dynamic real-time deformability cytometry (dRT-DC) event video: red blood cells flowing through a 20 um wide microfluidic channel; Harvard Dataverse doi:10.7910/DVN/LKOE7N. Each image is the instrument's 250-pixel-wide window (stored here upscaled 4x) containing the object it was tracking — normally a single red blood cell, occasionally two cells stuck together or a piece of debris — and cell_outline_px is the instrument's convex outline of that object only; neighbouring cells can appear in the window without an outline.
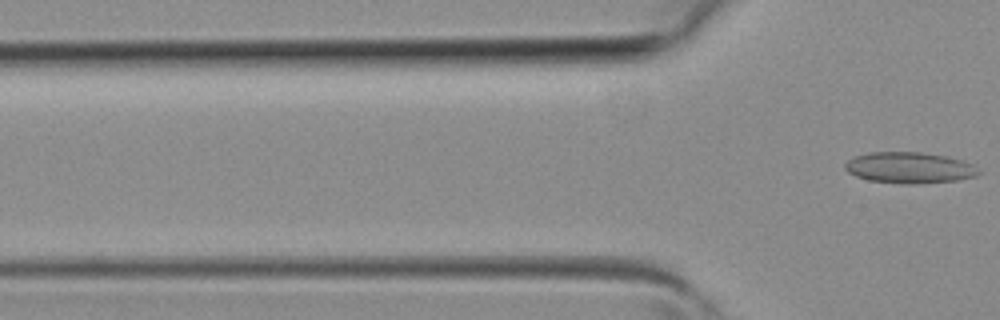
{"species": "common noctule bat (a hibernating species)", "species_latin": "Nyctalus noctula", "temperature_condition": "room temperature", "stored_images_in_passage": 5, "segment_of_instrument_passage": [2, 2], "camera_frame_rate_fps": 3000, "um_per_image_px": 0.085, "animal": {"sex": "female", "body_mass_g": 19.3, "forearm_length_mm": 54.1}, "frame": {"image": 1, "passage_image": 5, "time_ms": 1.333, "image_size_px": [1000, 320], "cell_outline_px": [[980, 172], [976, 176], [956, 180], [916, 184], [900, 184], [868, 180], [856, 176], [848, 172], [844, 168], [844, 164], [852, 156], [868, 152], [924, 152], [948, 156], [972, 164]], "centroid_in_image_um": [77.25, 14.25], "position_along_channel_um": 48.5, "area_um2": 24.39}}